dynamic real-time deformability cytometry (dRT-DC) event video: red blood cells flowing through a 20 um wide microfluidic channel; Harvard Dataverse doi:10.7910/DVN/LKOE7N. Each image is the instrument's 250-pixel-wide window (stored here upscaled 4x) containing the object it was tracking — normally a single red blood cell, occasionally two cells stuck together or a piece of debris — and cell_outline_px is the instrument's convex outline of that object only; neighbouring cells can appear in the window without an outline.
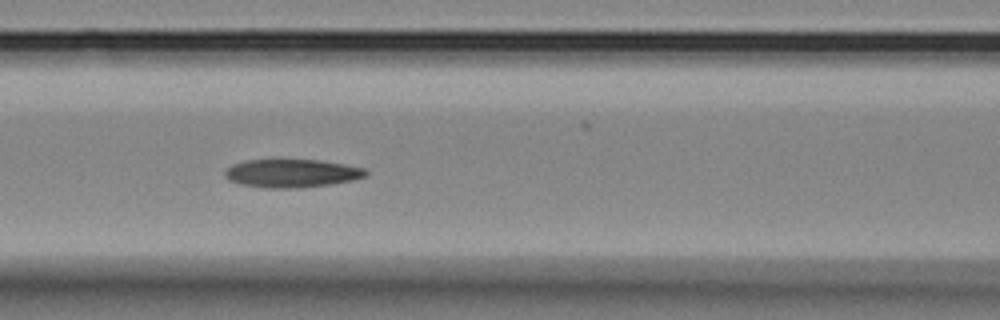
{"species": "Egyptian fruit bat (a non-hibernating species)", "species_latin": "Rousettus aegyptiacus", "temperature_condition": "room temperature", "stored_images_in_passage": 39, "camera_frame_rate_fps": 3000, "um_per_image_px": 0.085, "animal": {"sex": "female"}, "frame": {"image": 1, "passage_image": 6, "time_ms": 1.667, "image_size_px": [1000, 320], "cell_outline_px": [[368, 176], [352, 180], [332, 184], [300, 188], [264, 188], [240, 184], [228, 180], [224, 176], [224, 172], [232, 164], [244, 160], [320, 160], [344, 164], [364, 168], [368, 172]], "centroid_in_image_um": [24.79, 14.73], "position_along_channel_um": 141.8, "area_um2": 23.35}}
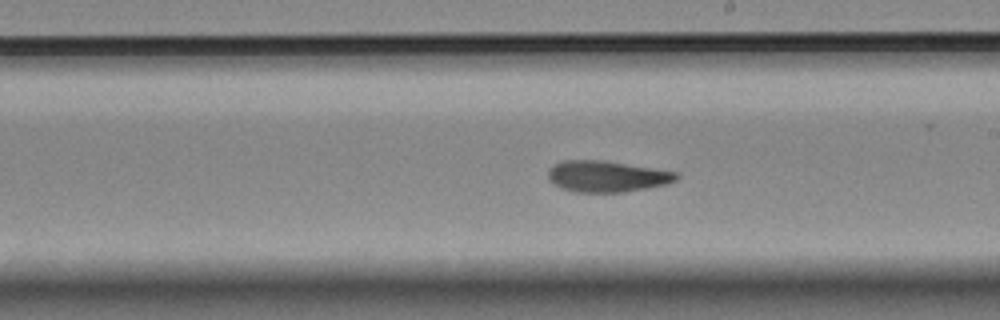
{"frame": {"image": 2, "passage_image": 14, "time_ms": 4.333, "image_size_px": [1000, 320], "cell_outline_px": [[680, 176], [676, 180], [668, 184], [648, 188], [624, 192], [576, 192], [560, 188], [552, 184], [548, 180], [548, 168], [552, 164], [564, 160], [600, 160], [676, 172]], "centroid_in_image_um": [51.52, 15.0], "position_along_channel_um": 237.5, "area_um2": 23.41}}
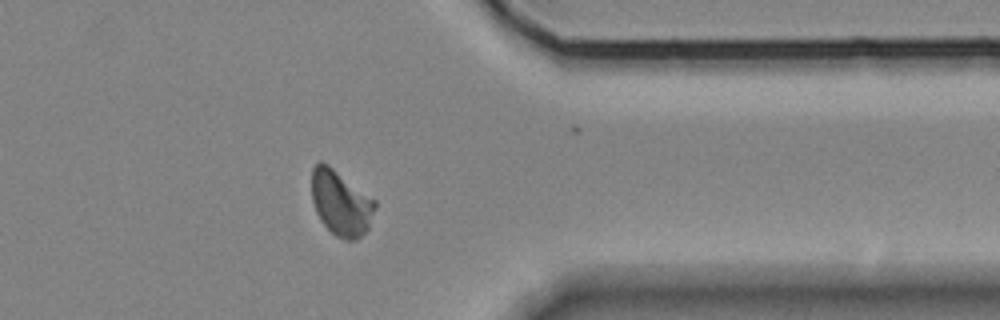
{"frame": {"image": 3, "passage_image": 27, "time_ms": 8.667, "image_size_px": [1000, 320], "cell_outline_px": [[376, 208], [368, 228], [356, 240], [344, 240], [336, 236], [320, 220], [316, 212], [312, 200], [312, 168], [320, 160], [328, 164], [376, 200]], "centroid_in_image_um": [28.97, 17.24], "position_along_channel_um": 382.4, "area_um2": 24.04}, "authors_computed_cell_mechanics": {"area_um2": 23.3512, "velocity_mm_per_s": 3.5885, "shape_relaxation_time_tau1_ms": null, "shape_relaxation_time_tau2_ms": 5.5097, "deformation_change_tau1": null, "deformation_change_tau2": 0.0567}}